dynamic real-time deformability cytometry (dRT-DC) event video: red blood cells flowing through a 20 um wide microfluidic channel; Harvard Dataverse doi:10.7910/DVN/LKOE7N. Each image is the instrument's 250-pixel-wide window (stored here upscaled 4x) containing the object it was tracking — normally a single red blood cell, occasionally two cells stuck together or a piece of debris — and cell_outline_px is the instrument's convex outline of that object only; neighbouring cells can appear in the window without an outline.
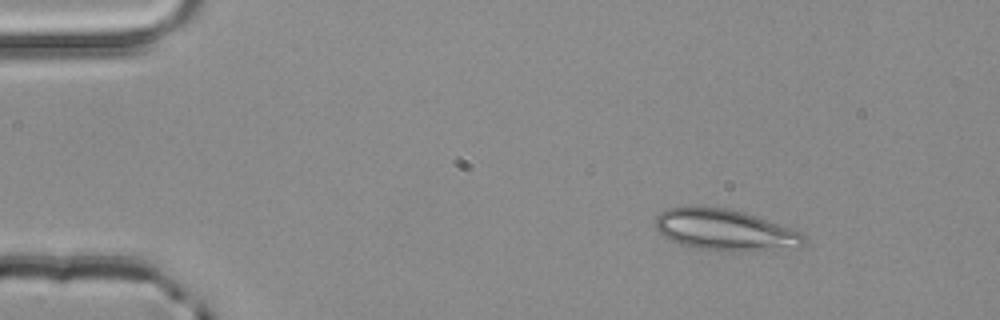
{"species": "common noctule bat (a hibernating species)", "species_latin": "Nyctalus noctula", "temperature_condition": "room temperature", "stored_images_in_passage": 3, "camera_frame_rate_fps": 3000, "um_per_image_px": 0.085, "animal": {"sex": "male", "body_mass_g": 20.4}, "frame": {"image": 1, "passage_image": 1, "time_ms": 0.0, "image_size_px": [1000, 320], "cell_outline_px": [[804, 244], [800, 248], [748, 252], [732, 252], [696, 248], [680, 244], [668, 240], [656, 228], [652, 220], [660, 212], [668, 208], [728, 208], [744, 212], [768, 220], [800, 232], [804, 236]], "centroid_in_image_um": [61.64, 19.59], "position_along_channel_um": 23.4, "area_um2": 35.84}}